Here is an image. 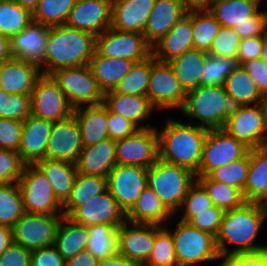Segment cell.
<instances>
[{"instance_id":"obj_1","label":"cell","mask_w":267,"mask_h":266,"mask_svg":"<svg viewBox=\"0 0 267 266\" xmlns=\"http://www.w3.org/2000/svg\"><path fill=\"white\" fill-rule=\"evenodd\" d=\"M267 217L264 203L244 202L240 207L225 211L220 230L216 236V246L223 260L235 254L259 253L267 246L255 245L258 232ZM225 242L238 245L229 250Z\"/></svg>"},{"instance_id":"obj_2","label":"cell","mask_w":267,"mask_h":266,"mask_svg":"<svg viewBox=\"0 0 267 266\" xmlns=\"http://www.w3.org/2000/svg\"><path fill=\"white\" fill-rule=\"evenodd\" d=\"M96 51V36L67 25L49 27L47 46L39 68L51 75L61 68L88 65Z\"/></svg>"},{"instance_id":"obj_3","label":"cell","mask_w":267,"mask_h":266,"mask_svg":"<svg viewBox=\"0 0 267 266\" xmlns=\"http://www.w3.org/2000/svg\"><path fill=\"white\" fill-rule=\"evenodd\" d=\"M166 122L163 130L158 132L159 159L197 174L208 129L170 118Z\"/></svg>"},{"instance_id":"obj_4","label":"cell","mask_w":267,"mask_h":266,"mask_svg":"<svg viewBox=\"0 0 267 266\" xmlns=\"http://www.w3.org/2000/svg\"><path fill=\"white\" fill-rule=\"evenodd\" d=\"M242 104L228 95L223 86H205L187 92L181 111L187 117L199 119L200 127L222 129L226 120L242 108Z\"/></svg>"},{"instance_id":"obj_5","label":"cell","mask_w":267,"mask_h":266,"mask_svg":"<svg viewBox=\"0 0 267 266\" xmlns=\"http://www.w3.org/2000/svg\"><path fill=\"white\" fill-rule=\"evenodd\" d=\"M148 186L174 214L180 210L189 188L196 182L191 170L157 159L147 170Z\"/></svg>"},{"instance_id":"obj_6","label":"cell","mask_w":267,"mask_h":266,"mask_svg":"<svg viewBox=\"0 0 267 266\" xmlns=\"http://www.w3.org/2000/svg\"><path fill=\"white\" fill-rule=\"evenodd\" d=\"M17 183L25 212L64 215L63 205L55 197L50 181L36 165H25Z\"/></svg>"},{"instance_id":"obj_7","label":"cell","mask_w":267,"mask_h":266,"mask_svg":"<svg viewBox=\"0 0 267 266\" xmlns=\"http://www.w3.org/2000/svg\"><path fill=\"white\" fill-rule=\"evenodd\" d=\"M172 233L178 266H191L203 261L219 259L216 237L179 221Z\"/></svg>"},{"instance_id":"obj_8","label":"cell","mask_w":267,"mask_h":266,"mask_svg":"<svg viewBox=\"0 0 267 266\" xmlns=\"http://www.w3.org/2000/svg\"><path fill=\"white\" fill-rule=\"evenodd\" d=\"M51 76L59 84L74 109L84 104L90 106L103 103L104 93L99 88L88 65L61 68Z\"/></svg>"},{"instance_id":"obj_9","label":"cell","mask_w":267,"mask_h":266,"mask_svg":"<svg viewBox=\"0 0 267 266\" xmlns=\"http://www.w3.org/2000/svg\"><path fill=\"white\" fill-rule=\"evenodd\" d=\"M249 149L223 129L208 130L196 177L208 176L213 170L243 158Z\"/></svg>"},{"instance_id":"obj_10","label":"cell","mask_w":267,"mask_h":266,"mask_svg":"<svg viewBox=\"0 0 267 266\" xmlns=\"http://www.w3.org/2000/svg\"><path fill=\"white\" fill-rule=\"evenodd\" d=\"M63 216L25 212L12 227L13 242L29 251L53 246Z\"/></svg>"},{"instance_id":"obj_11","label":"cell","mask_w":267,"mask_h":266,"mask_svg":"<svg viewBox=\"0 0 267 266\" xmlns=\"http://www.w3.org/2000/svg\"><path fill=\"white\" fill-rule=\"evenodd\" d=\"M31 115L59 122L73 115L74 108L51 75H41L30 96Z\"/></svg>"},{"instance_id":"obj_12","label":"cell","mask_w":267,"mask_h":266,"mask_svg":"<svg viewBox=\"0 0 267 266\" xmlns=\"http://www.w3.org/2000/svg\"><path fill=\"white\" fill-rule=\"evenodd\" d=\"M186 94L169 63L158 61L151 55L147 97L153 107L181 109L185 103Z\"/></svg>"},{"instance_id":"obj_13","label":"cell","mask_w":267,"mask_h":266,"mask_svg":"<svg viewBox=\"0 0 267 266\" xmlns=\"http://www.w3.org/2000/svg\"><path fill=\"white\" fill-rule=\"evenodd\" d=\"M249 148L267 146V112L264 103L243 106L222 128Z\"/></svg>"},{"instance_id":"obj_14","label":"cell","mask_w":267,"mask_h":266,"mask_svg":"<svg viewBox=\"0 0 267 266\" xmlns=\"http://www.w3.org/2000/svg\"><path fill=\"white\" fill-rule=\"evenodd\" d=\"M96 51L109 58H125L137 62L152 55V47L144 35L118 31L112 27L96 36Z\"/></svg>"},{"instance_id":"obj_15","label":"cell","mask_w":267,"mask_h":266,"mask_svg":"<svg viewBox=\"0 0 267 266\" xmlns=\"http://www.w3.org/2000/svg\"><path fill=\"white\" fill-rule=\"evenodd\" d=\"M116 160L119 165L149 168L159 158L158 132L149 127L115 141Z\"/></svg>"},{"instance_id":"obj_16","label":"cell","mask_w":267,"mask_h":266,"mask_svg":"<svg viewBox=\"0 0 267 266\" xmlns=\"http://www.w3.org/2000/svg\"><path fill=\"white\" fill-rule=\"evenodd\" d=\"M146 167L117 164L107 177V187L120 208L127 213L148 186Z\"/></svg>"},{"instance_id":"obj_17","label":"cell","mask_w":267,"mask_h":266,"mask_svg":"<svg viewBox=\"0 0 267 266\" xmlns=\"http://www.w3.org/2000/svg\"><path fill=\"white\" fill-rule=\"evenodd\" d=\"M111 23L112 0H76L65 25L97 36Z\"/></svg>"},{"instance_id":"obj_18","label":"cell","mask_w":267,"mask_h":266,"mask_svg":"<svg viewBox=\"0 0 267 266\" xmlns=\"http://www.w3.org/2000/svg\"><path fill=\"white\" fill-rule=\"evenodd\" d=\"M68 218L85 226L106 224L120 227L126 221V213L107 188L86 204L77 207Z\"/></svg>"},{"instance_id":"obj_19","label":"cell","mask_w":267,"mask_h":266,"mask_svg":"<svg viewBox=\"0 0 267 266\" xmlns=\"http://www.w3.org/2000/svg\"><path fill=\"white\" fill-rule=\"evenodd\" d=\"M82 148L80 128L73 115L65 120L53 122L46 147V159L75 164Z\"/></svg>"},{"instance_id":"obj_20","label":"cell","mask_w":267,"mask_h":266,"mask_svg":"<svg viewBox=\"0 0 267 266\" xmlns=\"http://www.w3.org/2000/svg\"><path fill=\"white\" fill-rule=\"evenodd\" d=\"M131 225V226H129ZM155 242V225L125 221L118 231L119 254L135 264L146 263Z\"/></svg>"},{"instance_id":"obj_21","label":"cell","mask_w":267,"mask_h":266,"mask_svg":"<svg viewBox=\"0 0 267 266\" xmlns=\"http://www.w3.org/2000/svg\"><path fill=\"white\" fill-rule=\"evenodd\" d=\"M53 122L29 115L23 121L18 153L25 165H35L46 159V147Z\"/></svg>"},{"instance_id":"obj_22","label":"cell","mask_w":267,"mask_h":266,"mask_svg":"<svg viewBox=\"0 0 267 266\" xmlns=\"http://www.w3.org/2000/svg\"><path fill=\"white\" fill-rule=\"evenodd\" d=\"M116 165V145L110 138L83 147L75 162L77 173L105 178Z\"/></svg>"},{"instance_id":"obj_23","label":"cell","mask_w":267,"mask_h":266,"mask_svg":"<svg viewBox=\"0 0 267 266\" xmlns=\"http://www.w3.org/2000/svg\"><path fill=\"white\" fill-rule=\"evenodd\" d=\"M187 13L182 0H155L143 35L152 47Z\"/></svg>"},{"instance_id":"obj_24","label":"cell","mask_w":267,"mask_h":266,"mask_svg":"<svg viewBox=\"0 0 267 266\" xmlns=\"http://www.w3.org/2000/svg\"><path fill=\"white\" fill-rule=\"evenodd\" d=\"M155 0H112L111 27L143 34Z\"/></svg>"},{"instance_id":"obj_25","label":"cell","mask_w":267,"mask_h":266,"mask_svg":"<svg viewBox=\"0 0 267 266\" xmlns=\"http://www.w3.org/2000/svg\"><path fill=\"white\" fill-rule=\"evenodd\" d=\"M39 65L12 58L1 63V89L8 94L31 95L37 79L42 75Z\"/></svg>"},{"instance_id":"obj_26","label":"cell","mask_w":267,"mask_h":266,"mask_svg":"<svg viewBox=\"0 0 267 266\" xmlns=\"http://www.w3.org/2000/svg\"><path fill=\"white\" fill-rule=\"evenodd\" d=\"M193 48L191 11H188L165 36L152 46V56L158 61L169 62Z\"/></svg>"},{"instance_id":"obj_27","label":"cell","mask_w":267,"mask_h":266,"mask_svg":"<svg viewBox=\"0 0 267 266\" xmlns=\"http://www.w3.org/2000/svg\"><path fill=\"white\" fill-rule=\"evenodd\" d=\"M49 27L32 21L24 30L11 38L13 58L40 64L44 58Z\"/></svg>"},{"instance_id":"obj_28","label":"cell","mask_w":267,"mask_h":266,"mask_svg":"<svg viewBox=\"0 0 267 266\" xmlns=\"http://www.w3.org/2000/svg\"><path fill=\"white\" fill-rule=\"evenodd\" d=\"M73 116L80 128L83 147L97 144L109 138L108 108L103 103L75 108Z\"/></svg>"},{"instance_id":"obj_29","label":"cell","mask_w":267,"mask_h":266,"mask_svg":"<svg viewBox=\"0 0 267 266\" xmlns=\"http://www.w3.org/2000/svg\"><path fill=\"white\" fill-rule=\"evenodd\" d=\"M135 61L125 58H109L95 51L88 66L97 80L99 88L103 93L115 90L120 81L131 70Z\"/></svg>"},{"instance_id":"obj_30","label":"cell","mask_w":267,"mask_h":266,"mask_svg":"<svg viewBox=\"0 0 267 266\" xmlns=\"http://www.w3.org/2000/svg\"><path fill=\"white\" fill-rule=\"evenodd\" d=\"M174 214L164 205L155 191L147 186L126 213V221L162 226Z\"/></svg>"},{"instance_id":"obj_31","label":"cell","mask_w":267,"mask_h":266,"mask_svg":"<svg viewBox=\"0 0 267 266\" xmlns=\"http://www.w3.org/2000/svg\"><path fill=\"white\" fill-rule=\"evenodd\" d=\"M103 104L111 111L133 122H138L150 116L151 111L156 109L150 103L149 98L143 95H125L115 90L104 93Z\"/></svg>"},{"instance_id":"obj_32","label":"cell","mask_w":267,"mask_h":266,"mask_svg":"<svg viewBox=\"0 0 267 266\" xmlns=\"http://www.w3.org/2000/svg\"><path fill=\"white\" fill-rule=\"evenodd\" d=\"M245 201L260 203L267 201V146L249 149Z\"/></svg>"},{"instance_id":"obj_33","label":"cell","mask_w":267,"mask_h":266,"mask_svg":"<svg viewBox=\"0 0 267 266\" xmlns=\"http://www.w3.org/2000/svg\"><path fill=\"white\" fill-rule=\"evenodd\" d=\"M35 165L48 178L55 197L63 205L71 194L77 176L75 164L67 161L44 159L38 161Z\"/></svg>"},{"instance_id":"obj_34","label":"cell","mask_w":267,"mask_h":266,"mask_svg":"<svg viewBox=\"0 0 267 266\" xmlns=\"http://www.w3.org/2000/svg\"><path fill=\"white\" fill-rule=\"evenodd\" d=\"M207 56V52L193 48L168 62L186 93L201 85Z\"/></svg>"},{"instance_id":"obj_35","label":"cell","mask_w":267,"mask_h":266,"mask_svg":"<svg viewBox=\"0 0 267 266\" xmlns=\"http://www.w3.org/2000/svg\"><path fill=\"white\" fill-rule=\"evenodd\" d=\"M261 0H214L209 10L223 27L235 28L259 11Z\"/></svg>"},{"instance_id":"obj_36","label":"cell","mask_w":267,"mask_h":266,"mask_svg":"<svg viewBox=\"0 0 267 266\" xmlns=\"http://www.w3.org/2000/svg\"><path fill=\"white\" fill-rule=\"evenodd\" d=\"M88 239L87 226L75 223L70 218L63 216L53 246L65 260H68L86 249Z\"/></svg>"},{"instance_id":"obj_37","label":"cell","mask_w":267,"mask_h":266,"mask_svg":"<svg viewBox=\"0 0 267 266\" xmlns=\"http://www.w3.org/2000/svg\"><path fill=\"white\" fill-rule=\"evenodd\" d=\"M107 188V178L77 173L71 194L63 204L64 216L68 217L77 207L86 204Z\"/></svg>"},{"instance_id":"obj_38","label":"cell","mask_w":267,"mask_h":266,"mask_svg":"<svg viewBox=\"0 0 267 266\" xmlns=\"http://www.w3.org/2000/svg\"><path fill=\"white\" fill-rule=\"evenodd\" d=\"M89 235L86 249L97 259L102 260L119 254V227L99 224L87 226Z\"/></svg>"},{"instance_id":"obj_39","label":"cell","mask_w":267,"mask_h":266,"mask_svg":"<svg viewBox=\"0 0 267 266\" xmlns=\"http://www.w3.org/2000/svg\"><path fill=\"white\" fill-rule=\"evenodd\" d=\"M224 87L227 94L239 101L242 106H251L254 103L257 105L263 102L264 96L259 92L252 77L242 65L227 76Z\"/></svg>"},{"instance_id":"obj_40","label":"cell","mask_w":267,"mask_h":266,"mask_svg":"<svg viewBox=\"0 0 267 266\" xmlns=\"http://www.w3.org/2000/svg\"><path fill=\"white\" fill-rule=\"evenodd\" d=\"M205 189L213 206L228 211L240 207L245 201L243 193L236 187L212 180L209 176L196 177Z\"/></svg>"},{"instance_id":"obj_41","label":"cell","mask_w":267,"mask_h":266,"mask_svg":"<svg viewBox=\"0 0 267 266\" xmlns=\"http://www.w3.org/2000/svg\"><path fill=\"white\" fill-rule=\"evenodd\" d=\"M191 22L194 48L208 53L221 24L209 10L191 11Z\"/></svg>"},{"instance_id":"obj_42","label":"cell","mask_w":267,"mask_h":266,"mask_svg":"<svg viewBox=\"0 0 267 266\" xmlns=\"http://www.w3.org/2000/svg\"><path fill=\"white\" fill-rule=\"evenodd\" d=\"M32 14L14 0L0 2V33L12 38L31 22Z\"/></svg>"},{"instance_id":"obj_43","label":"cell","mask_w":267,"mask_h":266,"mask_svg":"<svg viewBox=\"0 0 267 266\" xmlns=\"http://www.w3.org/2000/svg\"><path fill=\"white\" fill-rule=\"evenodd\" d=\"M24 213L18 183L0 184V224L13 227Z\"/></svg>"},{"instance_id":"obj_44","label":"cell","mask_w":267,"mask_h":266,"mask_svg":"<svg viewBox=\"0 0 267 266\" xmlns=\"http://www.w3.org/2000/svg\"><path fill=\"white\" fill-rule=\"evenodd\" d=\"M75 3L76 0H40L32 19L48 27L64 25Z\"/></svg>"},{"instance_id":"obj_45","label":"cell","mask_w":267,"mask_h":266,"mask_svg":"<svg viewBox=\"0 0 267 266\" xmlns=\"http://www.w3.org/2000/svg\"><path fill=\"white\" fill-rule=\"evenodd\" d=\"M151 73V56L146 60L137 62L120 81L115 91L125 95L147 96L149 78Z\"/></svg>"},{"instance_id":"obj_46","label":"cell","mask_w":267,"mask_h":266,"mask_svg":"<svg viewBox=\"0 0 267 266\" xmlns=\"http://www.w3.org/2000/svg\"><path fill=\"white\" fill-rule=\"evenodd\" d=\"M146 264L150 266H178L172 233L155 225V242Z\"/></svg>"},{"instance_id":"obj_47","label":"cell","mask_w":267,"mask_h":266,"mask_svg":"<svg viewBox=\"0 0 267 266\" xmlns=\"http://www.w3.org/2000/svg\"><path fill=\"white\" fill-rule=\"evenodd\" d=\"M239 66L237 56L216 58L208 55L202 70L201 85L223 86L227 76Z\"/></svg>"},{"instance_id":"obj_48","label":"cell","mask_w":267,"mask_h":266,"mask_svg":"<svg viewBox=\"0 0 267 266\" xmlns=\"http://www.w3.org/2000/svg\"><path fill=\"white\" fill-rule=\"evenodd\" d=\"M249 169V152L241 159L213 170L208 176L217 182L239 189L245 199V185Z\"/></svg>"},{"instance_id":"obj_49","label":"cell","mask_w":267,"mask_h":266,"mask_svg":"<svg viewBox=\"0 0 267 266\" xmlns=\"http://www.w3.org/2000/svg\"><path fill=\"white\" fill-rule=\"evenodd\" d=\"M30 96L8 94L0 89V118L24 121L31 114Z\"/></svg>"},{"instance_id":"obj_50","label":"cell","mask_w":267,"mask_h":266,"mask_svg":"<svg viewBox=\"0 0 267 266\" xmlns=\"http://www.w3.org/2000/svg\"><path fill=\"white\" fill-rule=\"evenodd\" d=\"M213 207L212 200L205 189L196 181L188 190L180 209H184V214L180 221L188 222L195 212L209 211Z\"/></svg>"},{"instance_id":"obj_51","label":"cell","mask_w":267,"mask_h":266,"mask_svg":"<svg viewBox=\"0 0 267 266\" xmlns=\"http://www.w3.org/2000/svg\"><path fill=\"white\" fill-rule=\"evenodd\" d=\"M241 38L236 34L234 28L221 27L213 40L208 55L212 57L237 56Z\"/></svg>"},{"instance_id":"obj_52","label":"cell","mask_w":267,"mask_h":266,"mask_svg":"<svg viewBox=\"0 0 267 266\" xmlns=\"http://www.w3.org/2000/svg\"><path fill=\"white\" fill-rule=\"evenodd\" d=\"M24 166L18 152L0 148V184L17 183Z\"/></svg>"},{"instance_id":"obj_53","label":"cell","mask_w":267,"mask_h":266,"mask_svg":"<svg viewBox=\"0 0 267 266\" xmlns=\"http://www.w3.org/2000/svg\"><path fill=\"white\" fill-rule=\"evenodd\" d=\"M224 214L225 211L213 206L209 211L195 212V216L187 223L216 237L220 230Z\"/></svg>"},{"instance_id":"obj_54","label":"cell","mask_w":267,"mask_h":266,"mask_svg":"<svg viewBox=\"0 0 267 266\" xmlns=\"http://www.w3.org/2000/svg\"><path fill=\"white\" fill-rule=\"evenodd\" d=\"M23 121L0 118V148L18 152Z\"/></svg>"},{"instance_id":"obj_55","label":"cell","mask_w":267,"mask_h":266,"mask_svg":"<svg viewBox=\"0 0 267 266\" xmlns=\"http://www.w3.org/2000/svg\"><path fill=\"white\" fill-rule=\"evenodd\" d=\"M108 136L110 139L117 141L134 134L138 129L149 128L150 124L136 126L133 122L125 117L111 112L108 109Z\"/></svg>"},{"instance_id":"obj_56","label":"cell","mask_w":267,"mask_h":266,"mask_svg":"<svg viewBox=\"0 0 267 266\" xmlns=\"http://www.w3.org/2000/svg\"><path fill=\"white\" fill-rule=\"evenodd\" d=\"M31 251L12 242L0 256V266H29Z\"/></svg>"},{"instance_id":"obj_57","label":"cell","mask_w":267,"mask_h":266,"mask_svg":"<svg viewBox=\"0 0 267 266\" xmlns=\"http://www.w3.org/2000/svg\"><path fill=\"white\" fill-rule=\"evenodd\" d=\"M66 260L54 246L44 247L31 251L29 266H65Z\"/></svg>"},{"instance_id":"obj_58","label":"cell","mask_w":267,"mask_h":266,"mask_svg":"<svg viewBox=\"0 0 267 266\" xmlns=\"http://www.w3.org/2000/svg\"><path fill=\"white\" fill-rule=\"evenodd\" d=\"M264 37H251L241 39L237 58L240 65L261 57Z\"/></svg>"},{"instance_id":"obj_59","label":"cell","mask_w":267,"mask_h":266,"mask_svg":"<svg viewBox=\"0 0 267 266\" xmlns=\"http://www.w3.org/2000/svg\"><path fill=\"white\" fill-rule=\"evenodd\" d=\"M220 266H267V250L229 256L221 261Z\"/></svg>"},{"instance_id":"obj_60","label":"cell","mask_w":267,"mask_h":266,"mask_svg":"<svg viewBox=\"0 0 267 266\" xmlns=\"http://www.w3.org/2000/svg\"><path fill=\"white\" fill-rule=\"evenodd\" d=\"M252 77L259 92L265 96L267 94V65L261 58L248 61L242 65Z\"/></svg>"},{"instance_id":"obj_61","label":"cell","mask_w":267,"mask_h":266,"mask_svg":"<svg viewBox=\"0 0 267 266\" xmlns=\"http://www.w3.org/2000/svg\"><path fill=\"white\" fill-rule=\"evenodd\" d=\"M234 31L241 39L251 38V37H264V21L263 16L260 11H258L254 16L248 19L241 25H237Z\"/></svg>"},{"instance_id":"obj_62","label":"cell","mask_w":267,"mask_h":266,"mask_svg":"<svg viewBox=\"0 0 267 266\" xmlns=\"http://www.w3.org/2000/svg\"><path fill=\"white\" fill-rule=\"evenodd\" d=\"M97 260L87 249L76 254L73 258L66 260L65 266H97Z\"/></svg>"},{"instance_id":"obj_63","label":"cell","mask_w":267,"mask_h":266,"mask_svg":"<svg viewBox=\"0 0 267 266\" xmlns=\"http://www.w3.org/2000/svg\"><path fill=\"white\" fill-rule=\"evenodd\" d=\"M214 0H182L186 11L210 10Z\"/></svg>"},{"instance_id":"obj_64","label":"cell","mask_w":267,"mask_h":266,"mask_svg":"<svg viewBox=\"0 0 267 266\" xmlns=\"http://www.w3.org/2000/svg\"><path fill=\"white\" fill-rule=\"evenodd\" d=\"M13 242L12 227L0 224V256Z\"/></svg>"},{"instance_id":"obj_65","label":"cell","mask_w":267,"mask_h":266,"mask_svg":"<svg viewBox=\"0 0 267 266\" xmlns=\"http://www.w3.org/2000/svg\"><path fill=\"white\" fill-rule=\"evenodd\" d=\"M13 58L11 52V38L0 33V63Z\"/></svg>"},{"instance_id":"obj_66","label":"cell","mask_w":267,"mask_h":266,"mask_svg":"<svg viewBox=\"0 0 267 266\" xmlns=\"http://www.w3.org/2000/svg\"><path fill=\"white\" fill-rule=\"evenodd\" d=\"M97 266H137V264L118 254L110 258L99 260Z\"/></svg>"},{"instance_id":"obj_67","label":"cell","mask_w":267,"mask_h":266,"mask_svg":"<svg viewBox=\"0 0 267 266\" xmlns=\"http://www.w3.org/2000/svg\"><path fill=\"white\" fill-rule=\"evenodd\" d=\"M14 1H16L22 8L28 10L31 14H33L40 0H14Z\"/></svg>"},{"instance_id":"obj_68","label":"cell","mask_w":267,"mask_h":266,"mask_svg":"<svg viewBox=\"0 0 267 266\" xmlns=\"http://www.w3.org/2000/svg\"><path fill=\"white\" fill-rule=\"evenodd\" d=\"M260 58L267 65V35L264 36V44L262 47V53Z\"/></svg>"},{"instance_id":"obj_69","label":"cell","mask_w":267,"mask_h":266,"mask_svg":"<svg viewBox=\"0 0 267 266\" xmlns=\"http://www.w3.org/2000/svg\"><path fill=\"white\" fill-rule=\"evenodd\" d=\"M261 14L263 16L265 34L267 35V10L261 11Z\"/></svg>"},{"instance_id":"obj_70","label":"cell","mask_w":267,"mask_h":266,"mask_svg":"<svg viewBox=\"0 0 267 266\" xmlns=\"http://www.w3.org/2000/svg\"><path fill=\"white\" fill-rule=\"evenodd\" d=\"M263 103L267 112V94L264 96Z\"/></svg>"},{"instance_id":"obj_71","label":"cell","mask_w":267,"mask_h":266,"mask_svg":"<svg viewBox=\"0 0 267 266\" xmlns=\"http://www.w3.org/2000/svg\"><path fill=\"white\" fill-rule=\"evenodd\" d=\"M0 89H1V63H0Z\"/></svg>"},{"instance_id":"obj_72","label":"cell","mask_w":267,"mask_h":266,"mask_svg":"<svg viewBox=\"0 0 267 266\" xmlns=\"http://www.w3.org/2000/svg\"><path fill=\"white\" fill-rule=\"evenodd\" d=\"M137 266H150V265L143 263V264H138Z\"/></svg>"},{"instance_id":"obj_73","label":"cell","mask_w":267,"mask_h":266,"mask_svg":"<svg viewBox=\"0 0 267 266\" xmlns=\"http://www.w3.org/2000/svg\"><path fill=\"white\" fill-rule=\"evenodd\" d=\"M264 206H265V210L267 212V201L264 203Z\"/></svg>"}]
</instances>
